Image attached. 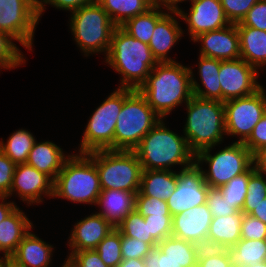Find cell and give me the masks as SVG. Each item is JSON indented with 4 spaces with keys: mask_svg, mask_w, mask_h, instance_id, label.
<instances>
[{
    "mask_svg": "<svg viewBox=\"0 0 266 267\" xmlns=\"http://www.w3.org/2000/svg\"><path fill=\"white\" fill-rule=\"evenodd\" d=\"M138 91L150 107L166 119L173 109L193 96L190 67L180 62H158Z\"/></svg>",
    "mask_w": 266,
    "mask_h": 267,
    "instance_id": "6da1fadb",
    "label": "cell"
},
{
    "mask_svg": "<svg viewBox=\"0 0 266 267\" xmlns=\"http://www.w3.org/2000/svg\"><path fill=\"white\" fill-rule=\"evenodd\" d=\"M135 210L143 217L151 215H171L167 201L150 196H143L140 192L135 196Z\"/></svg>",
    "mask_w": 266,
    "mask_h": 267,
    "instance_id": "ab89813d",
    "label": "cell"
},
{
    "mask_svg": "<svg viewBox=\"0 0 266 267\" xmlns=\"http://www.w3.org/2000/svg\"><path fill=\"white\" fill-rule=\"evenodd\" d=\"M36 138L25 129L14 131L7 141L0 140V150L16 165L26 163Z\"/></svg>",
    "mask_w": 266,
    "mask_h": 267,
    "instance_id": "d6a6232c",
    "label": "cell"
},
{
    "mask_svg": "<svg viewBox=\"0 0 266 267\" xmlns=\"http://www.w3.org/2000/svg\"><path fill=\"white\" fill-rule=\"evenodd\" d=\"M97 2L116 26H122L128 19L143 14L152 7L146 0H98Z\"/></svg>",
    "mask_w": 266,
    "mask_h": 267,
    "instance_id": "4dcf8cb0",
    "label": "cell"
},
{
    "mask_svg": "<svg viewBox=\"0 0 266 267\" xmlns=\"http://www.w3.org/2000/svg\"><path fill=\"white\" fill-rule=\"evenodd\" d=\"M249 215L266 224V198L259 202Z\"/></svg>",
    "mask_w": 266,
    "mask_h": 267,
    "instance_id": "f5cc1de1",
    "label": "cell"
},
{
    "mask_svg": "<svg viewBox=\"0 0 266 267\" xmlns=\"http://www.w3.org/2000/svg\"><path fill=\"white\" fill-rule=\"evenodd\" d=\"M185 105L187 118L183 135L195 155L205 148L222 144L226 135L224 102L193 95Z\"/></svg>",
    "mask_w": 266,
    "mask_h": 267,
    "instance_id": "277c9868",
    "label": "cell"
},
{
    "mask_svg": "<svg viewBox=\"0 0 266 267\" xmlns=\"http://www.w3.org/2000/svg\"><path fill=\"white\" fill-rule=\"evenodd\" d=\"M192 41L201 43L200 56L221 61L240 58V37L236 24L201 33Z\"/></svg>",
    "mask_w": 266,
    "mask_h": 267,
    "instance_id": "d6986e66",
    "label": "cell"
},
{
    "mask_svg": "<svg viewBox=\"0 0 266 267\" xmlns=\"http://www.w3.org/2000/svg\"><path fill=\"white\" fill-rule=\"evenodd\" d=\"M116 229L126 237L138 238L152 247H156L158 242L149 233L148 223L144 217L135 209L131 211L116 227Z\"/></svg>",
    "mask_w": 266,
    "mask_h": 267,
    "instance_id": "e575fe53",
    "label": "cell"
},
{
    "mask_svg": "<svg viewBox=\"0 0 266 267\" xmlns=\"http://www.w3.org/2000/svg\"><path fill=\"white\" fill-rule=\"evenodd\" d=\"M69 267H109L96 250H83L68 253L64 261Z\"/></svg>",
    "mask_w": 266,
    "mask_h": 267,
    "instance_id": "ee69618b",
    "label": "cell"
},
{
    "mask_svg": "<svg viewBox=\"0 0 266 267\" xmlns=\"http://www.w3.org/2000/svg\"><path fill=\"white\" fill-rule=\"evenodd\" d=\"M8 198V196H0V223L18 207L14 201L7 202Z\"/></svg>",
    "mask_w": 266,
    "mask_h": 267,
    "instance_id": "816d5d0a",
    "label": "cell"
},
{
    "mask_svg": "<svg viewBox=\"0 0 266 267\" xmlns=\"http://www.w3.org/2000/svg\"><path fill=\"white\" fill-rule=\"evenodd\" d=\"M99 174L101 190L139 192L142 165L133 150H95L87 153Z\"/></svg>",
    "mask_w": 266,
    "mask_h": 267,
    "instance_id": "52a82bcc",
    "label": "cell"
},
{
    "mask_svg": "<svg viewBox=\"0 0 266 267\" xmlns=\"http://www.w3.org/2000/svg\"><path fill=\"white\" fill-rule=\"evenodd\" d=\"M236 26H247L266 31V1L259 0Z\"/></svg>",
    "mask_w": 266,
    "mask_h": 267,
    "instance_id": "c3c4849f",
    "label": "cell"
},
{
    "mask_svg": "<svg viewBox=\"0 0 266 267\" xmlns=\"http://www.w3.org/2000/svg\"><path fill=\"white\" fill-rule=\"evenodd\" d=\"M54 248L36 234L29 233L21 240L9 257L12 267H50Z\"/></svg>",
    "mask_w": 266,
    "mask_h": 267,
    "instance_id": "7402d4cb",
    "label": "cell"
},
{
    "mask_svg": "<svg viewBox=\"0 0 266 267\" xmlns=\"http://www.w3.org/2000/svg\"><path fill=\"white\" fill-rule=\"evenodd\" d=\"M105 62L121 76L119 88L138 90L157 65L147 43L137 40L121 26H116L111 37Z\"/></svg>",
    "mask_w": 266,
    "mask_h": 267,
    "instance_id": "7a4b0ae2",
    "label": "cell"
},
{
    "mask_svg": "<svg viewBox=\"0 0 266 267\" xmlns=\"http://www.w3.org/2000/svg\"><path fill=\"white\" fill-rule=\"evenodd\" d=\"M117 267H145L144 259H123Z\"/></svg>",
    "mask_w": 266,
    "mask_h": 267,
    "instance_id": "11a10c76",
    "label": "cell"
},
{
    "mask_svg": "<svg viewBox=\"0 0 266 267\" xmlns=\"http://www.w3.org/2000/svg\"><path fill=\"white\" fill-rule=\"evenodd\" d=\"M266 112V91L262 86L254 94L224 102L225 131L244 142Z\"/></svg>",
    "mask_w": 266,
    "mask_h": 267,
    "instance_id": "8fae6325",
    "label": "cell"
},
{
    "mask_svg": "<svg viewBox=\"0 0 266 267\" xmlns=\"http://www.w3.org/2000/svg\"><path fill=\"white\" fill-rule=\"evenodd\" d=\"M218 75L222 102L252 95L262 87L259 71L242 58L221 61Z\"/></svg>",
    "mask_w": 266,
    "mask_h": 267,
    "instance_id": "5bb4252c",
    "label": "cell"
},
{
    "mask_svg": "<svg viewBox=\"0 0 266 267\" xmlns=\"http://www.w3.org/2000/svg\"><path fill=\"white\" fill-rule=\"evenodd\" d=\"M206 204L213 217H227L237 212L234 207H231V203L222 197V192L219 188L209 187Z\"/></svg>",
    "mask_w": 266,
    "mask_h": 267,
    "instance_id": "7bdbcfd3",
    "label": "cell"
},
{
    "mask_svg": "<svg viewBox=\"0 0 266 267\" xmlns=\"http://www.w3.org/2000/svg\"><path fill=\"white\" fill-rule=\"evenodd\" d=\"M212 147L199 151L195 162L202 166L205 162L208 170L202 168L204 180L211 188H219L232 178L247 172L255 163L256 157L245 147L243 142H233L222 148L214 155Z\"/></svg>",
    "mask_w": 266,
    "mask_h": 267,
    "instance_id": "9c48e42d",
    "label": "cell"
},
{
    "mask_svg": "<svg viewBox=\"0 0 266 267\" xmlns=\"http://www.w3.org/2000/svg\"><path fill=\"white\" fill-rule=\"evenodd\" d=\"M163 8L165 7L152 6L145 13L128 19L121 27L137 40L148 44L156 23L170 10Z\"/></svg>",
    "mask_w": 266,
    "mask_h": 267,
    "instance_id": "f546056e",
    "label": "cell"
},
{
    "mask_svg": "<svg viewBox=\"0 0 266 267\" xmlns=\"http://www.w3.org/2000/svg\"><path fill=\"white\" fill-rule=\"evenodd\" d=\"M248 267H266V261L265 262H259L257 264H252L251 266Z\"/></svg>",
    "mask_w": 266,
    "mask_h": 267,
    "instance_id": "91938a15",
    "label": "cell"
},
{
    "mask_svg": "<svg viewBox=\"0 0 266 267\" xmlns=\"http://www.w3.org/2000/svg\"><path fill=\"white\" fill-rule=\"evenodd\" d=\"M265 248H266V238H265ZM265 259H266V250H265Z\"/></svg>",
    "mask_w": 266,
    "mask_h": 267,
    "instance_id": "e7e4bbea",
    "label": "cell"
},
{
    "mask_svg": "<svg viewBox=\"0 0 266 267\" xmlns=\"http://www.w3.org/2000/svg\"><path fill=\"white\" fill-rule=\"evenodd\" d=\"M153 247L138 238H131L121 235L122 259H144Z\"/></svg>",
    "mask_w": 266,
    "mask_h": 267,
    "instance_id": "bcb514c9",
    "label": "cell"
},
{
    "mask_svg": "<svg viewBox=\"0 0 266 267\" xmlns=\"http://www.w3.org/2000/svg\"><path fill=\"white\" fill-rule=\"evenodd\" d=\"M256 163L266 172V158H256Z\"/></svg>",
    "mask_w": 266,
    "mask_h": 267,
    "instance_id": "6f0895ef",
    "label": "cell"
},
{
    "mask_svg": "<svg viewBox=\"0 0 266 267\" xmlns=\"http://www.w3.org/2000/svg\"><path fill=\"white\" fill-rule=\"evenodd\" d=\"M197 267H233L228 249L202 247Z\"/></svg>",
    "mask_w": 266,
    "mask_h": 267,
    "instance_id": "f35d334b",
    "label": "cell"
},
{
    "mask_svg": "<svg viewBox=\"0 0 266 267\" xmlns=\"http://www.w3.org/2000/svg\"><path fill=\"white\" fill-rule=\"evenodd\" d=\"M151 6H158V0H146Z\"/></svg>",
    "mask_w": 266,
    "mask_h": 267,
    "instance_id": "94428289",
    "label": "cell"
},
{
    "mask_svg": "<svg viewBox=\"0 0 266 267\" xmlns=\"http://www.w3.org/2000/svg\"><path fill=\"white\" fill-rule=\"evenodd\" d=\"M69 19V29L84 56L104 53L106 57L116 25L102 6L98 2L85 5L72 11Z\"/></svg>",
    "mask_w": 266,
    "mask_h": 267,
    "instance_id": "8992f818",
    "label": "cell"
},
{
    "mask_svg": "<svg viewBox=\"0 0 266 267\" xmlns=\"http://www.w3.org/2000/svg\"><path fill=\"white\" fill-rule=\"evenodd\" d=\"M243 144L256 158L266 149V112Z\"/></svg>",
    "mask_w": 266,
    "mask_h": 267,
    "instance_id": "f6af8a7d",
    "label": "cell"
},
{
    "mask_svg": "<svg viewBox=\"0 0 266 267\" xmlns=\"http://www.w3.org/2000/svg\"><path fill=\"white\" fill-rule=\"evenodd\" d=\"M144 220L148 223L149 233L157 242L172 236V215H151L144 217Z\"/></svg>",
    "mask_w": 266,
    "mask_h": 267,
    "instance_id": "b9f144b4",
    "label": "cell"
},
{
    "mask_svg": "<svg viewBox=\"0 0 266 267\" xmlns=\"http://www.w3.org/2000/svg\"><path fill=\"white\" fill-rule=\"evenodd\" d=\"M160 119L161 117L150 107L146 98L138 90H134L124 100L118 114L114 150H134Z\"/></svg>",
    "mask_w": 266,
    "mask_h": 267,
    "instance_id": "ba28073f",
    "label": "cell"
},
{
    "mask_svg": "<svg viewBox=\"0 0 266 267\" xmlns=\"http://www.w3.org/2000/svg\"><path fill=\"white\" fill-rule=\"evenodd\" d=\"M202 167L195 162L177 171L176 189L167 200L172 216L206 203L209 186L204 180Z\"/></svg>",
    "mask_w": 266,
    "mask_h": 267,
    "instance_id": "4fadbf2b",
    "label": "cell"
},
{
    "mask_svg": "<svg viewBox=\"0 0 266 267\" xmlns=\"http://www.w3.org/2000/svg\"><path fill=\"white\" fill-rule=\"evenodd\" d=\"M198 60V75L202 86H200L199 82L194 78L193 69L190 68L193 95L203 99L218 100L222 102V90L218 75L221 60L200 55Z\"/></svg>",
    "mask_w": 266,
    "mask_h": 267,
    "instance_id": "d4e9b609",
    "label": "cell"
},
{
    "mask_svg": "<svg viewBox=\"0 0 266 267\" xmlns=\"http://www.w3.org/2000/svg\"><path fill=\"white\" fill-rule=\"evenodd\" d=\"M259 0H220L226 18L231 24H238Z\"/></svg>",
    "mask_w": 266,
    "mask_h": 267,
    "instance_id": "60d3db41",
    "label": "cell"
},
{
    "mask_svg": "<svg viewBox=\"0 0 266 267\" xmlns=\"http://www.w3.org/2000/svg\"><path fill=\"white\" fill-rule=\"evenodd\" d=\"M101 260L109 267H117L123 260L121 255V233L113 229L96 247Z\"/></svg>",
    "mask_w": 266,
    "mask_h": 267,
    "instance_id": "74e56055",
    "label": "cell"
},
{
    "mask_svg": "<svg viewBox=\"0 0 266 267\" xmlns=\"http://www.w3.org/2000/svg\"><path fill=\"white\" fill-rule=\"evenodd\" d=\"M10 261L9 258L1 257L0 258V267H10Z\"/></svg>",
    "mask_w": 266,
    "mask_h": 267,
    "instance_id": "680465c9",
    "label": "cell"
},
{
    "mask_svg": "<svg viewBox=\"0 0 266 267\" xmlns=\"http://www.w3.org/2000/svg\"><path fill=\"white\" fill-rule=\"evenodd\" d=\"M187 0H158V6L168 8L170 10H176L178 4L185 2Z\"/></svg>",
    "mask_w": 266,
    "mask_h": 267,
    "instance_id": "9f6ffc18",
    "label": "cell"
},
{
    "mask_svg": "<svg viewBox=\"0 0 266 267\" xmlns=\"http://www.w3.org/2000/svg\"><path fill=\"white\" fill-rule=\"evenodd\" d=\"M98 170L87 153L72 154L54 180L53 198L96 205L101 193Z\"/></svg>",
    "mask_w": 266,
    "mask_h": 267,
    "instance_id": "5b68a950",
    "label": "cell"
},
{
    "mask_svg": "<svg viewBox=\"0 0 266 267\" xmlns=\"http://www.w3.org/2000/svg\"><path fill=\"white\" fill-rule=\"evenodd\" d=\"M243 213L237 211L227 217H213L207 235V247L230 249L241 239Z\"/></svg>",
    "mask_w": 266,
    "mask_h": 267,
    "instance_id": "484cf974",
    "label": "cell"
},
{
    "mask_svg": "<svg viewBox=\"0 0 266 267\" xmlns=\"http://www.w3.org/2000/svg\"><path fill=\"white\" fill-rule=\"evenodd\" d=\"M177 186V171L173 170H143L139 192L167 201Z\"/></svg>",
    "mask_w": 266,
    "mask_h": 267,
    "instance_id": "f1b7e54d",
    "label": "cell"
},
{
    "mask_svg": "<svg viewBox=\"0 0 266 267\" xmlns=\"http://www.w3.org/2000/svg\"><path fill=\"white\" fill-rule=\"evenodd\" d=\"M33 229V222L17 207L0 223V252L9 258L21 240Z\"/></svg>",
    "mask_w": 266,
    "mask_h": 267,
    "instance_id": "4316f807",
    "label": "cell"
},
{
    "mask_svg": "<svg viewBox=\"0 0 266 267\" xmlns=\"http://www.w3.org/2000/svg\"><path fill=\"white\" fill-rule=\"evenodd\" d=\"M175 16L179 17L178 12L176 10H169L156 23L153 30V35L148 45L157 62H175L168 54L184 34L180 26L181 24Z\"/></svg>",
    "mask_w": 266,
    "mask_h": 267,
    "instance_id": "44dd1931",
    "label": "cell"
},
{
    "mask_svg": "<svg viewBox=\"0 0 266 267\" xmlns=\"http://www.w3.org/2000/svg\"><path fill=\"white\" fill-rule=\"evenodd\" d=\"M61 267H69V266L64 262Z\"/></svg>",
    "mask_w": 266,
    "mask_h": 267,
    "instance_id": "be15d7a7",
    "label": "cell"
},
{
    "mask_svg": "<svg viewBox=\"0 0 266 267\" xmlns=\"http://www.w3.org/2000/svg\"><path fill=\"white\" fill-rule=\"evenodd\" d=\"M189 13L177 8L180 19L186 22L191 40L201 33L219 30L231 23L225 16L220 0H188Z\"/></svg>",
    "mask_w": 266,
    "mask_h": 267,
    "instance_id": "e0dca14e",
    "label": "cell"
},
{
    "mask_svg": "<svg viewBox=\"0 0 266 267\" xmlns=\"http://www.w3.org/2000/svg\"><path fill=\"white\" fill-rule=\"evenodd\" d=\"M201 247L186 240L169 236L158 242L145 256L147 267H197Z\"/></svg>",
    "mask_w": 266,
    "mask_h": 267,
    "instance_id": "9a60e30c",
    "label": "cell"
},
{
    "mask_svg": "<svg viewBox=\"0 0 266 267\" xmlns=\"http://www.w3.org/2000/svg\"><path fill=\"white\" fill-rule=\"evenodd\" d=\"M237 29L240 58L260 71L266 66V31L247 26H237Z\"/></svg>",
    "mask_w": 266,
    "mask_h": 267,
    "instance_id": "83f0119b",
    "label": "cell"
},
{
    "mask_svg": "<svg viewBox=\"0 0 266 267\" xmlns=\"http://www.w3.org/2000/svg\"><path fill=\"white\" fill-rule=\"evenodd\" d=\"M266 198V172L258 167L249 177L248 193L241 212L250 214Z\"/></svg>",
    "mask_w": 266,
    "mask_h": 267,
    "instance_id": "d590c367",
    "label": "cell"
},
{
    "mask_svg": "<svg viewBox=\"0 0 266 267\" xmlns=\"http://www.w3.org/2000/svg\"><path fill=\"white\" fill-rule=\"evenodd\" d=\"M39 23L38 13L24 0H0V31L10 34L27 50Z\"/></svg>",
    "mask_w": 266,
    "mask_h": 267,
    "instance_id": "7c38bea8",
    "label": "cell"
},
{
    "mask_svg": "<svg viewBox=\"0 0 266 267\" xmlns=\"http://www.w3.org/2000/svg\"><path fill=\"white\" fill-rule=\"evenodd\" d=\"M133 91V89L118 87L94 110L85 127L78 153L114 150L117 117L124 100Z\"/></svg>",
    "mask_w": 266,
    "mask_h": 267,
    "instance_id": "30bf717a",
    "label": "cell"
},
{
    "mask_svg": "<svg viewBox=\"0 0 266 267\" xmlns=\"http://www.w3.org/2000/svg\"><path fill=\"white\" fill-rule=\"evenodd\" d=\"M98 0H46V4H50L60 10L75 11L85 5L93 4Z\"/></svg>",
    "mask_w": 266,
    "mask_h": 267,
    "instance_id": "f907efd6",
    "label": "cell"
},
{
    "mask_svg": "<svg viewBox=\"0 0 266 267\" xmlns=\"http://www.w3.org/2000/svg\"><path fill=\"white\" fill-rule=\"evenodd\" d=\"M257 158H266V149Z\"/></svg>",
    "mask_w": 266,
    "mask_h": 267,
    "instance_id": "6125c7cd",
    "label": "cell"
},
{
    "mask_svg": "<svg viewBox=\"0 0 266 267\" xmlns=\"http://www.w3.org/2000/svg\"><path fill=\"white\" fill-rule=\"evenodd\" d=\"M16 164L0 150V196H8L13 183Z\"/></svg>",
    "mask_w": 266,
    "mask_h": 267,
    "instance_id": "681fc988",
    "label": "cell"
},
{
    "mask_svg": "<svg viewBox=\"0 0 266 267\" xmlns=\"http://www.w3.org/2000/svg\"><path fill=\"white\" fill-rule=\"evenodd\" d=\"M213 219L207 204L190 208L173 216L172 236L207 247V235Z\"/></svg>",
    "mask_w": 266,
    "mask_h": 267,
    "instance_id": "ac0fdd59",
    "label": "cell"
},
{
    "mask_svg": "<svg viewBox=\"0 0 266 267\" xmlns=\"http://www.w3.org/2000/svg\"><path fill=\"white\" fill-rule=\"evenodd\" d=\"M30 7H32L37 13L40 20V17L43 15L45 9L46 0H24Z\"/></svg>",
    "mask_w": 266,
    "mask_h": 267,
    "instance_id": "db71d44e",
    "label": "cell"
},
{
    "mask_svg": "<svg viewBox=\"0 0 266 267\" xmlns=\"http://www.w3.org/2000/svg\"><path fill=\"white\" fill-rule=\"evenodd\" d=\"M13 41L17 40L10 34L0 31V70L15 69L27 61L22 51Z\"/></svg>",
    "mask_w": 266,
    "mask_h": 267,
    "instance_id": "8d00e7d4",
    "label": "cell"
},
{
    "mask_svg": "<svg viewBox=\"0 0 266 267\" xmlns=\"http://www.w3.org/2000/svg\"><path fill=\"white\" fill-rule=\"evenodd\" d=\"M165 124L161 118L133 150L143 170H173L175 165L184 169L195 163L196 155L184 135H178Z\"/></svg>",
    "mask_w": 266,
    "mask_h": 267,
    "instance_id": "3957f363",
    "label": "cell"
},
{
    "mask_svg": "<svg viewBox=\"0 0 266 267\" xmlns=\"http://www.w3.org/2000/svg\"><path fill=\"white\" fill-rule=\"evenodd\" d=\"M138 192L123 190H102L97 201L101 214L114 228L135 209V196Z\"/></svg>",
    "mask_w": 266,
    "mask_h": 267,
    "instance_id": "cb8c5ba5",
    "label": "cell"
},
{
    "mask_svg": "<svg viewBox=\"0 0 266 267\" xmlns=\"http://www.w3.org/2000/svg\"><path fill=\"white\" fill-rule=\"evenodd\" d=\"M258 167L255 163L247 172L232 178L227 184L219 187L222 197L231 203V207H234L237 211L242 210L248 193L249 177Z\"/></svg>",
    "mask_w": 266,
    "mask_h": 267,
    "instance_id": "836d02e7",
    "label": "cell"
},
{
    "mask_svg": "<svg viewBox=\"0 0 266 267\" xmlns=\"http://www.w3.org/2000/svg\"><path fill=\"white\" fill-rule=\"evenodd\" d=\"M13 194H17L28 206L40 204L44 196L53 198L54 180L26 163L17 164L8 197Z\"/></svg>",
    "mask_w": 266,
    "mask_h": 267,
    "instance_id": "2e32d148",
    "label": "cell"
},
{
    "mask_svg": "<svg viewBox=\"0 0 266 267\" xmlns=\"http://www.w3.org/2000/svg\"><path fill=\"white\" fill-rule=\"evenodd\" d=\"M266 238V224L249 214H243L241 239L262 240Z\"/></svg>",
    "mask_w": 266,
    "mask_h": 267,
    "instance_id": "7dc6e473",
    "label": "cell"
},
{
    "mask_svg": "<svg viewBox=\"0 0 266 267\" xmlns=\"http://www.w3.org/2000/svg\"><path fill=\"white\" fill-rule=\"evenodd\" d=\"M265 239H240L228 249L233 267H248L252 264L265 262Z\"/></svg>",
    "mask_w": 266,
    "mask_h": 267,
    "instance_id": "1f68e13d",
    "label": "cell"
},
{
    "mask_svg": "<svg viewBox=\"0 0 266 267\" xmlns=\"http://www.w3.org/2000/svg\"><path fill=\"white\" fill-rule=\"evenodd\" d=\"M70 156L71 154H65L63 149L52 141L38 142L36 140L29 152L26 164L55 180Z\"/></svg>",
    "mask_w": 266,
    "mask_h": 267,
    "instance_id": "603a6c76",
    "label": "cell"
},
{
    "mask_svg": "<svg viewBox=\"0 0 266 267\" xmlns=\"http://www.w3.org/2000/svg\"><path fill=\"white\" fill-rule=\"evenodd\" d=\"M68 239L71 252L95 250L98 244L115 229L101 214L95 212L77 221Z\"/></svg>",
    "mask_w": 266,
    "mask_h": 267,
    "instance_id": "ffe728a7",
    "label": "cell"
}]
</instances>
